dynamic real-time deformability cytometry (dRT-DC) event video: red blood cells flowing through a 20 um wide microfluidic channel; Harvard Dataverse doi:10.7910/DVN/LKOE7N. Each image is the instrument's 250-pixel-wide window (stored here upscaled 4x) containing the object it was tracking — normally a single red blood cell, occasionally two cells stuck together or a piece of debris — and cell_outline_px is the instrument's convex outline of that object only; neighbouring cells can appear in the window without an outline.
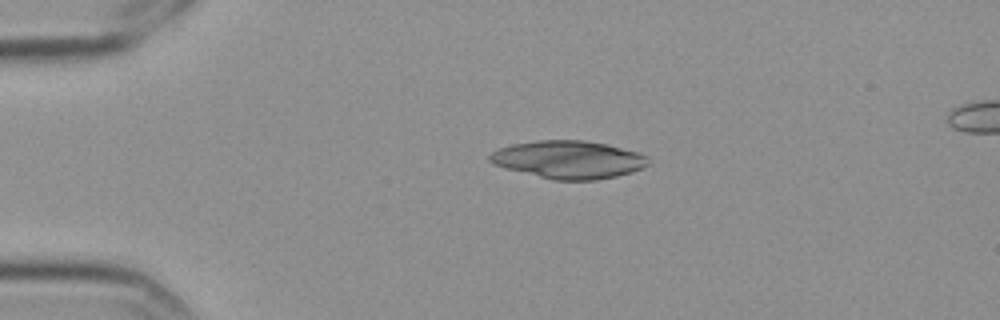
{"species": "Egyptian fruit bat (a non-hibernating species)", "species_latin": "Rousettus aegyptiacus", "temperature_condition": "cold", "stored_images_in_passage": 3, "camera_frame_rate_fps": 3000, "um_per_image_px": 0.085, "frame": {"image": 1, "passage_image": 1, "time_ms": 0.0, "image_size_px": [1000, 320], "cell_outline_px": [[648, 164], [632, 172], [616, 176], [596, 180], [552, 180], [504, 168], [492, 164], [488, 160], [488, 156], [492, 152], [500, 148], [512, 144], [536, 140], [584, 140], [608, 144], [636, 152], [648, 156]], "centroid_in_image_um": [48.29, 13.57], "position_along_channel_um": 36.7, "area_um2": 35.03}}